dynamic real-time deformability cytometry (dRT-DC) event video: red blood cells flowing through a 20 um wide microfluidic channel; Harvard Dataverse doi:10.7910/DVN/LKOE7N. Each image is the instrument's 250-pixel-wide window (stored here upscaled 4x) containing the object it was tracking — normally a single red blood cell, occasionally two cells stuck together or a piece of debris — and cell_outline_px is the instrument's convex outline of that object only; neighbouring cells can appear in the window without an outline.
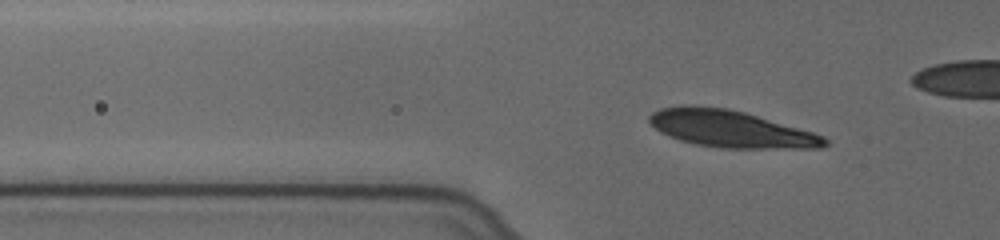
{"species": "human", "species_latin": "Homo sapiens", "temperature_condition": "cold", "stored_images_in_passage": 57, "camera_frame_rate_fps": 3000, "um_per_image_px": 0.085, "donor": {"sex": "female"}, "frame": {"image": 1, "passage_image": 19, "time_ms": 6.0, "image_size_px": [1000, 240], "cell_outline_px": [[828, 144], [824, 148], [720, 148], [696, 144], [680, 140], [668, 136], [660, 132], [648, 120], [648, 116], [652, 112], [660, 108], [680, 104], [696, 104], [728, 108], [744, 112], [812, 132], [824, 136], [828, 140]], "centroid_in_image_um": [62.06, 10.94], "position_along_channel_um": 63.7, "area_um2": 38.03}}
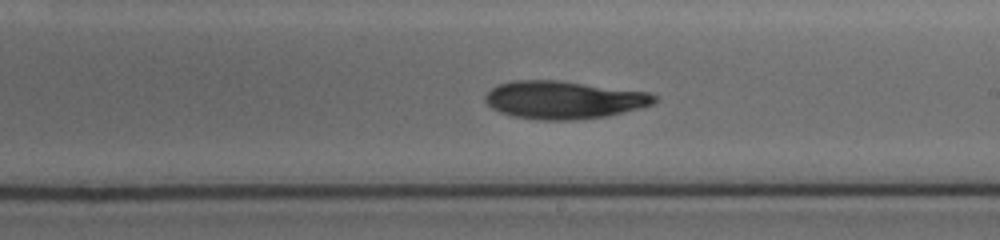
{"frame": {"image": 2, "passage_image": 35, "time_ms": 11.333, "image_size_px": [1000, 240], "cell_outline_px": [[656, 100], [652, 104], [640, 108], [608, 116], [572, 120], [536, 120], [512, 116], [500, 112], [492, 108], [484, 100], [484, 96], [492, 88], [500, 84], [512, 80], [560, 80], [648, 92], [656, 96]], "centroid_in_image_um": [47.9, 8.49], "position_along_channel_um": 241.1, "area_um2": 37.4}}
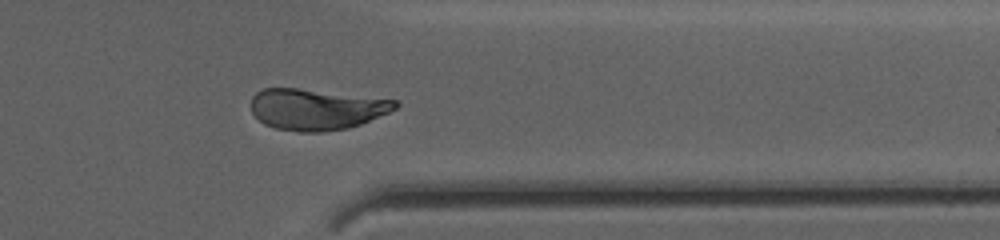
{"frame": {"image": 3, "passage_image": 47, "time_ms": 15.333, "image_size_px": [1000, 240], "cell_outline_px": [[400, 104], [396, 108], [388, 112], [360, 124], [348, 128], [320, 132], [300, 132], [276, 128], [264, 124], [252, 112], [252, 96], [256, 92], [264, 88], [296, 88], [396, 100]], "centroid_in_image_um": [26.86, 9.29], "position_along_channel_um": 384.5, "area_um2": 34.16}, "authors_computed_cell_mechanics": {"area_um2": 35.547, "velocity_mm_per_s": 3.6083, "shape_relaxation_time_tau1_ms": 3.2493, "shape_relaxation_time_tau2_ms": null, "deformation_change_tau1": 0.065, "deformation_change_tau2": null}}